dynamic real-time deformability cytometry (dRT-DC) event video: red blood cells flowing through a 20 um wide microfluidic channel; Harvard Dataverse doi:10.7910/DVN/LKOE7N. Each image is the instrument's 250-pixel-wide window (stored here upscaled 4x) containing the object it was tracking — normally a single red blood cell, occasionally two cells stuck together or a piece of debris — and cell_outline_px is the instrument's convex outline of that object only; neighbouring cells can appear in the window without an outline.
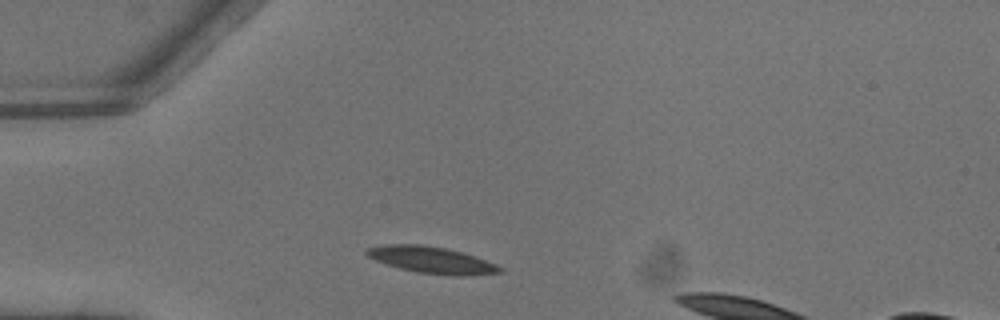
{"species": "common noctule bat (a hibernating species)", "species_latin": "Nyctalus noctula", "temperature_condition": "warm", "stored_images_in_passage": 2, "camera_frame_rate_fps": 3000, "um_per_image_px": 0.085, "animal": {"sex": "male", "body_mass_g": 13.3}, "frame": {"image": 1, "passage_image": 2, "time_ms": 0.333, "image_size_px": [1000, 320], "cell_outline_px": [[504, 272], [468, 276], [452, 276], [416, 272], [400, 268], [376, 260], [368, 256], [364, 252], [368, 248], [384, 244], [420, 244], [444, 248], [460, 252], [496, 264], [504, 268]], "centroid_in_image_um": [36.71, 22.11], "position_along_channel_um": 48.3, "area_um2": 20.52}}